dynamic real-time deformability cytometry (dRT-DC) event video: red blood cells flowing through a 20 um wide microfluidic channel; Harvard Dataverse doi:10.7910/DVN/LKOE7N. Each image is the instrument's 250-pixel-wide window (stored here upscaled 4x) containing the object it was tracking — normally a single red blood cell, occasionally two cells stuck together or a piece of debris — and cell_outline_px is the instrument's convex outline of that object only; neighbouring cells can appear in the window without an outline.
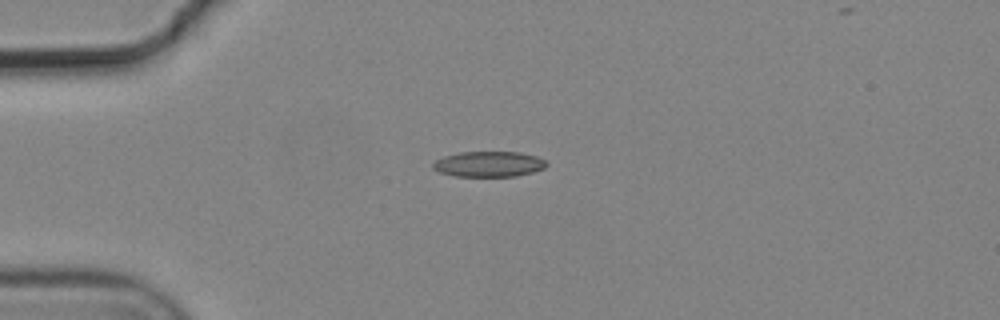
{"species": "common noctule bat (a hibernating species)", "species_latin": "Nyctalus noctula", "temperature_condition": "cold", "stored_images_in_passage": 2, "camera_frame_rate_fps": 3000, "um_per_image_px": 0.085, "animal": {"sex": "male", "body_mass_g": 19.2, "forearm_length_mm": 51.8}, "frame": {"image": 1, "passage_image": 1, "time_ms": 0.0, "image_size_px": [1000, 320], "cell_outline_px": [[548, 164], [544, 168], [532, 172], [516, 176], [456, 176], [440, 172], [432, 168], [432, 164], [436, 160], [444, 156], [460, 152], [520, 152], [536, 156], [544, 160]], "centroid_in_image_um": [41.54, 13.94], "position_along_channel_um": 43.5, "area_um2": 16.76}}